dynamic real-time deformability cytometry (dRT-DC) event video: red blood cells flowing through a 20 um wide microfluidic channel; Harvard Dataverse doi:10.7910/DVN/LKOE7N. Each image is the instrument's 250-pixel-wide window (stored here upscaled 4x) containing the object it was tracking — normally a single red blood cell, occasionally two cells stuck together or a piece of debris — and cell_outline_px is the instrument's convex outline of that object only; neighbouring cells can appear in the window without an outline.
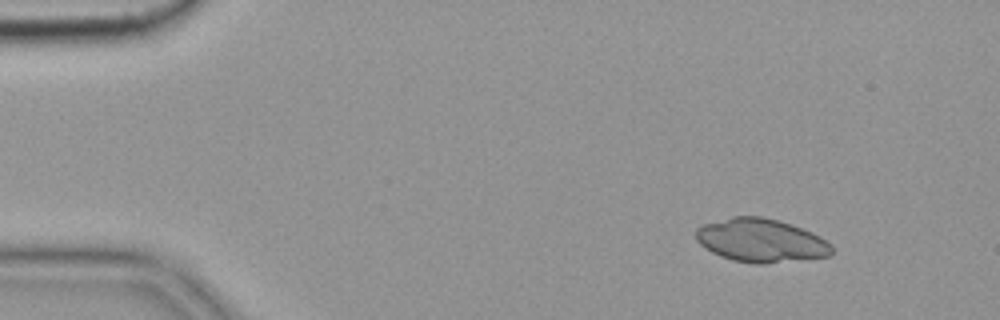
{"species": "common noctule bat (a hibernating species)", "species_latin": "Nyctalus noctula", "temperature_condition": "cold", "stored_images_in_passage": 3, "camera_frame_rate_fps": 3000, "um_per_image_px": 0.085, "animal": {"sex": "female", "body_mass_g": 19.9}, "frame": {"image": 1, "passage_image": 1, "time_ms": 0.0, "image_size_px": [1000, 320], "cell_outline_px": [[832, 256], [764, 264], [752, 264], [732, 260], [720, 256], [704, 248], [696, 240], [696, 228], [704, 224], [732, 216], [760, 216], [776, 220], [812, 232], [820, 236], [832, 244]], "centroid_in_image_um": [64.67, 20.45], "position_along_channel_um": 20.3, "area_um2": 34.51}}